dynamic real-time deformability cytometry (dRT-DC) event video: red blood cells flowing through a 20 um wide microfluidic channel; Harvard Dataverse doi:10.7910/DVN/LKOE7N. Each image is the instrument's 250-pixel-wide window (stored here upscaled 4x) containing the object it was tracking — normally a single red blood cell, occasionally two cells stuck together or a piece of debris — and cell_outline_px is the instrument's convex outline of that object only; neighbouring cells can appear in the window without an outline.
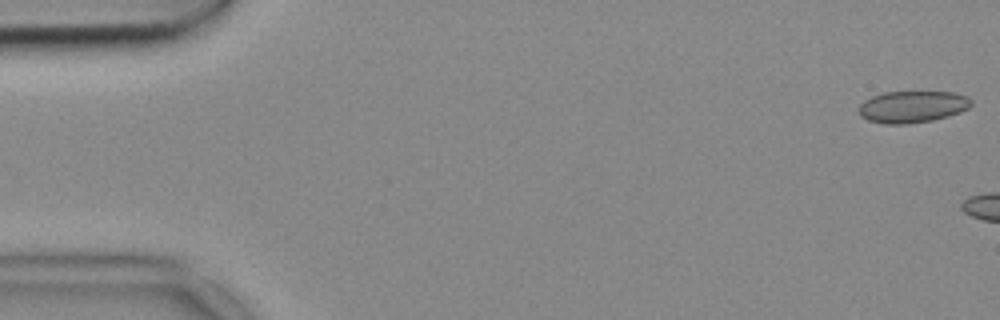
{"species": "common noctule bat (a hibernating species)", "species_latin": "Nyctalus noctula", "temperature_condition": "cold", "stored_images_in_passage": 5, "camera_frame_rate_fps": 3000, "um_per_image_px": 0.085, "animal": {"sex": "female", "body_mass_g": 18.4}, "frame": {"image": 1, "passage_image": 1, "time_ms": 0.0, "image_size_px": [1000, 320], "cell_outline_px": [[972, 104], [968, 108], [960, 112], [948, 116], [932, 120], [908, 124], [884, 124], [868, 120], [860, 116], [860, 104], [864, 100], [872, 96], [884, 92], [952, 92], [968, 96], [972, 100]], "centroid_in_image_um": [77.56, 9.07], "position_along_channel_um": 7.4, "area_um2": 20.87}}